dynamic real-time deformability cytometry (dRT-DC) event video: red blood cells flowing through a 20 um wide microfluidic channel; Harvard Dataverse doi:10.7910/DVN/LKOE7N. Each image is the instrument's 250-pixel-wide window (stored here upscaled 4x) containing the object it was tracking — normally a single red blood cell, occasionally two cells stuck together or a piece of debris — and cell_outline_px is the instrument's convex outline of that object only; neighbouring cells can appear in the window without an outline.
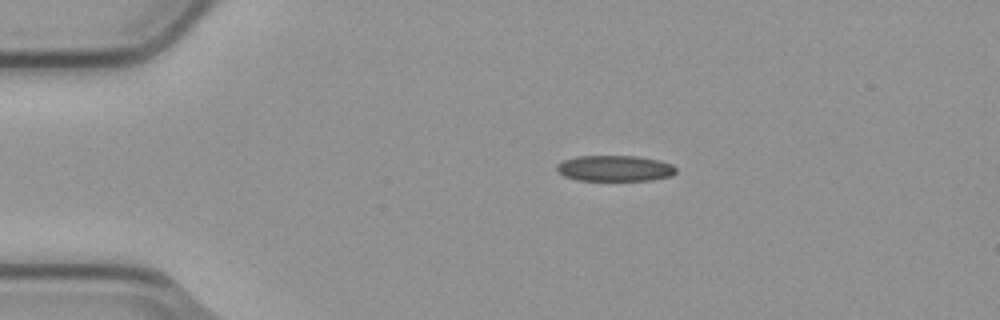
{"species": "common noctule bat (a hibernating species)", "species_latin": "Nyctalus noctula", "temperature_condition": "cold", "stored_images_in_passage": 3, "camera_frame_rate_fps": 3000, "um_per_image_px": 0.085, "animal": {"sex": "male", "body_mass_g": 23.1, "forearm_length_mm": 52.7}, "frame": {"image": 1, "passage_image": 1, "time_ms": 0.0, "image_size_px": [1000, 320], "cell_outline_px": [[676, 172], [672, 176], [652, 180], [576, 180], [564, 176], [556, 168], [556, 164], [564, 160], [576, 156], [636, 156], [660, 160], [672, 164], [676, 168]], "centroid_in_image_um": [52.28, 14.3], "position_along_channel_um": 32.7, "area_um2": 18.03}}
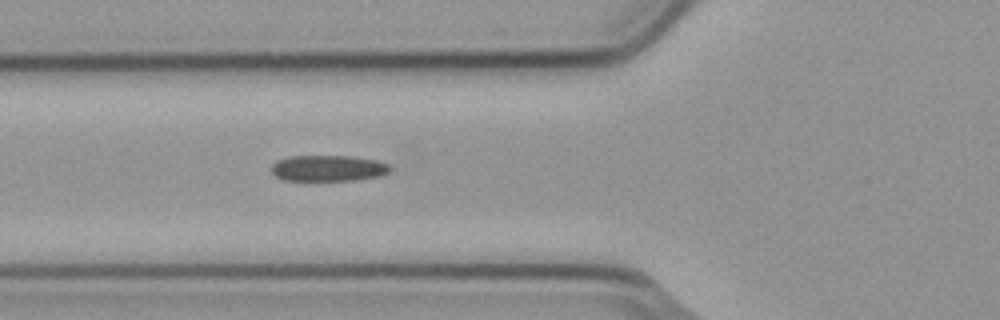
{"frame": {"image": 2, "passage_image": 3, "time_ms": 0.667, "image_size_px": [1000, 320], "cell_outline_px": [[392, 168], [388, 172], [380, 176], [356, 180], [280, 180], [272, 172], [272, 164], [276, 160], [288, 156], [352, 156], [376, 160], [388, 164]], "centroid_in_image_um": [27.88, 14.29], "position_along_channel_um": 97.9, "area_um2": 18.09}}